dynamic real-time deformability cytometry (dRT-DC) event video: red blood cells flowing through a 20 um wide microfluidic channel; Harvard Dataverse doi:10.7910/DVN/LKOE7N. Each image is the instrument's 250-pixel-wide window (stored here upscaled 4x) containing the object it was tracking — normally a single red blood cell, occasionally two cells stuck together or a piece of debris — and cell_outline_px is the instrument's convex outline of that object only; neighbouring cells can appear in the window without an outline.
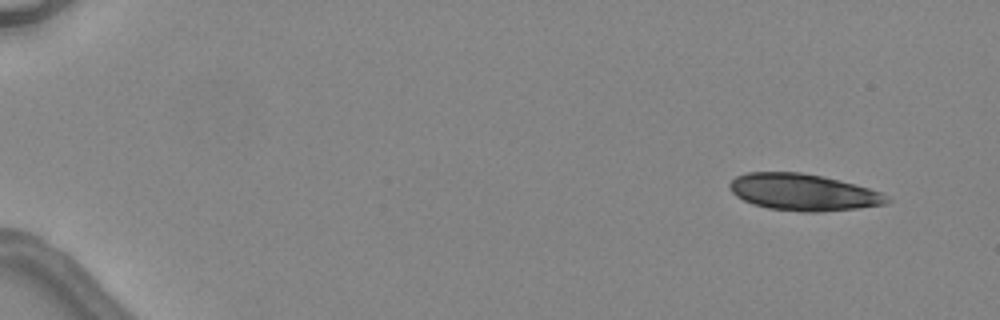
{"species": "common noctule bat (a hibernating species)", "species_latin": "Nyctalus noctula", "temperature_condition": "warm", "stored_images_in_passage": 6, "camera_frame_rate_fps": 3000, "um_per_image_px": 0.085, "animal": {"sex": "female", "body_mass_g": 24.6, "forearm_length_mm": 56.2}, "frame": {"image": 1, "passage_image": 1, "time_ms": 0.0, "image_size_px": [1000, 320], "cell_outline_px": [[892, 200], [888, 204], [856, 208], [816, 212], [804, 212], [768, 208], [752, 204], [736, 196], [728, 188], [728, 184], [736, 176], [748, 172], [800, 172], [824, 176], [840, 180], [868, 188], [880, 192], [888, 196]], "centroid_in_image_um": [68.27, 16.33], "position_along_channel_um": 16.7, "area_um2": 33.7}}